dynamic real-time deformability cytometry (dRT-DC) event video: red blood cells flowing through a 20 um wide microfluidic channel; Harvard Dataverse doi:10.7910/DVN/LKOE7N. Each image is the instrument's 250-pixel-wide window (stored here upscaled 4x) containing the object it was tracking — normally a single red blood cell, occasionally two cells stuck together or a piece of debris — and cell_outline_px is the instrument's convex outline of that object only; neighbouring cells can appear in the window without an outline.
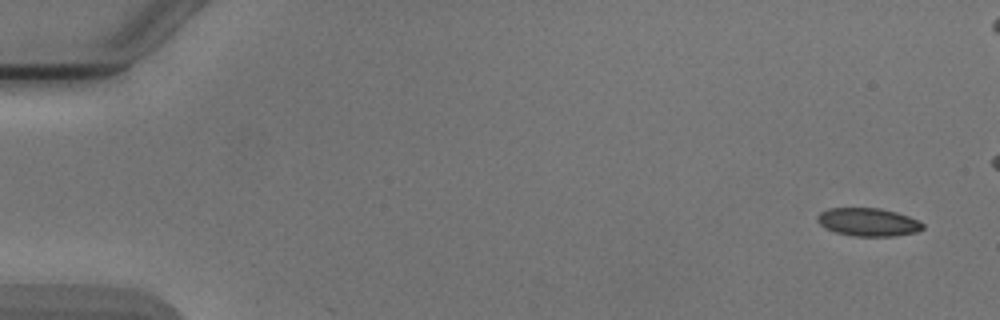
{"species": "Egyptian fruit bat (a non-hibernating species)", "species_latin": "Rousettus aegyptiacus", "temperature_condition": "cold", "stored_images_in_passage": 5, "camera_frame_rate_fps": 3000, "um_per_image_px": 0.085, "animal": {"sex": "male"}, "frame": {"image": 1, "passage_image": 1, "time_ms": 0.0, "image_size_px": [1000, 320], "cell_outline_px": [[924, 228], [916, 232], [896, 236], [856, 236], [836, 232], [824, 228], [816, 220], [816, 216], [820, 212], [828, 208], [880, 208], [896, 212], [908, 216], [924, 224]], "centroid_in_image_um": [73.77, 18.87], "position_along_channel_um": 11.2, "area_um2": 17.28}}